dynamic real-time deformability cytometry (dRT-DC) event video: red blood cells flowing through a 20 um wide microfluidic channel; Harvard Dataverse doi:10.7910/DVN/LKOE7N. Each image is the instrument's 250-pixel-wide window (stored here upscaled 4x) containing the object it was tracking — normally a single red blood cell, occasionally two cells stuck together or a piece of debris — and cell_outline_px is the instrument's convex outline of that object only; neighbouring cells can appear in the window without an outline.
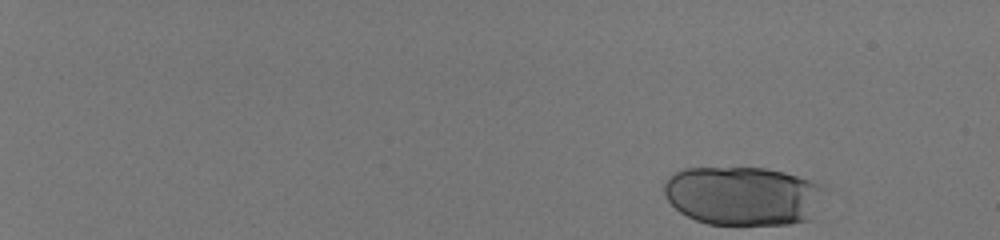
{"species": "human", "species_latin": "Homo sapiens", "temperature_condition": "room temperature", "stored_images_in_passage": 49, "camera_frame_rate_fps": 3000, "um_per_image_px": 0.085, "donor": {"sex": "male"}, "frame": {"image": 1, "passage_image": 1, "time_ms": 0.0, "image_size_px": [1000, 240], "cell_outline_px": [[824, 188], [808, 220], [788, 224], [708, 224], [696, 220], [680, 212], [668, 200], [664, 192], [664, 180], [668, 176], [684, 168], [764, 168], [784, 172], [820, 184]], "centroid_in_image_um": [63.07, 16.63], "position_along_channel_um": 21.9, "area_um2": 54.51}}
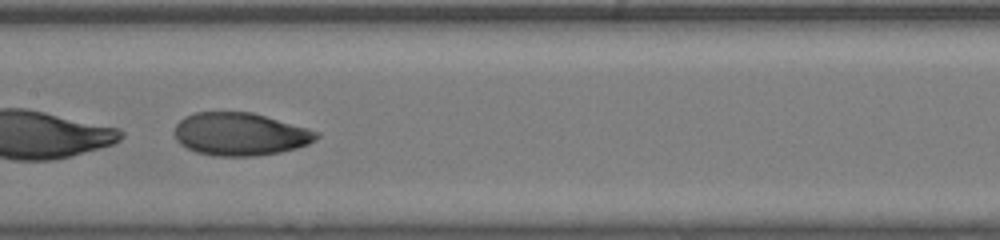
{"frame": {"image": 2, "passage_image": 29, "time_ms": 9.333, "image_size_px": [1000, 240], "cell_outline_px": [[320, 136], [316, 140], [308, 144], [296, 148], [280, 152], [256, 156], [216, 156], [196, 152], [180, 144], [176, 140], [172, 132], [176, 124], [184, 116], [196, 112], [252, 112], [308, 128], [320, 132]], "centroid_in_image_um": [20.4, 11.4], "position_along_channel_um": 187.0, "area_um2": 35.72}}
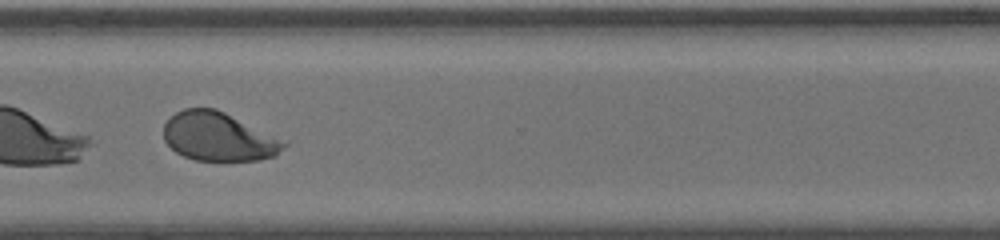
{"frame": {"image": 3, "passage_image": 41, "time_ms": 13.333, "image_size_px": [1000, 240], "cell_outline_px": [[288, 144], [276, 156], [260, 160], [224, 164], [196, 160], [184, 156], [176, 152], [164, 140], [164, 124], [176, 112], [184, 108], [216, 108]], "centroid_in_image_um": [18.55, 11.68], "position_along_channel_um": 352.1, "area_um2": 34.33}, "authors_computed_cell_mechanics": {"area_um2": 37.3388, "velocity_mm_per_s": 4.1157, "shape_relaxation_time_tau1_ms": 4.3378, "shape_relaxation_time_tau2_ms": 0.9877, "deformation_change_tau1": 0.1836, "deformation_change_tau2": 0.0511}}